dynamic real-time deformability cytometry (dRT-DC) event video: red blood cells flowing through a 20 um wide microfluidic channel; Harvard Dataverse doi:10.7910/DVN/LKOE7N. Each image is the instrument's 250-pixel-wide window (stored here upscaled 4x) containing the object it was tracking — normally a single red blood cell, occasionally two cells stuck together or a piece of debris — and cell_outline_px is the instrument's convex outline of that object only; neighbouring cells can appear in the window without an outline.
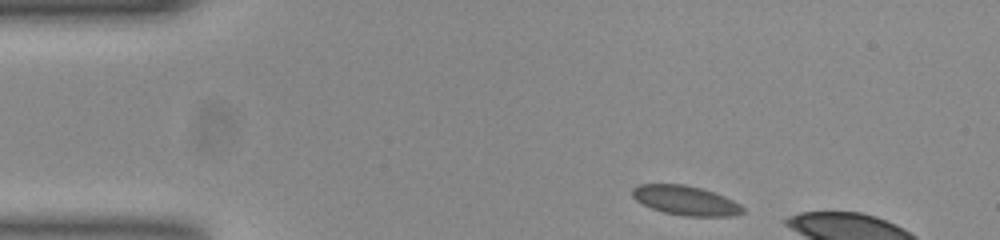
{"species": "common noctule bat (a hibernating species)", "species_latin": "Nyctalus noctula", "temperature_condition": "room temperature", "stored_images_in_passage": 6, "camera_frame_rate_fps": 3000, "um_per_image_px": 0.085, "animal": {"sex": "female", "body_mass_g": 23.0, "forearm_length_mm": 53.4}, "frame": {"image": 1, "passage_image": 1, "time_ms": 0.0, "image_size_px": [1000, 240], "cell_outline_px": [[744, 212], [728, 216], [684, 216], [664, 212], [652, 208], [636, 200], [632, 196], [632, 188], [640, 184], [684, 184], [700, 188], [724, 196], [740, 204], [744, 208]], "centroid_in_image_um": [58.26, 17.03], "position_along_channel_um": 26.7, "area_um2": 18.73}}